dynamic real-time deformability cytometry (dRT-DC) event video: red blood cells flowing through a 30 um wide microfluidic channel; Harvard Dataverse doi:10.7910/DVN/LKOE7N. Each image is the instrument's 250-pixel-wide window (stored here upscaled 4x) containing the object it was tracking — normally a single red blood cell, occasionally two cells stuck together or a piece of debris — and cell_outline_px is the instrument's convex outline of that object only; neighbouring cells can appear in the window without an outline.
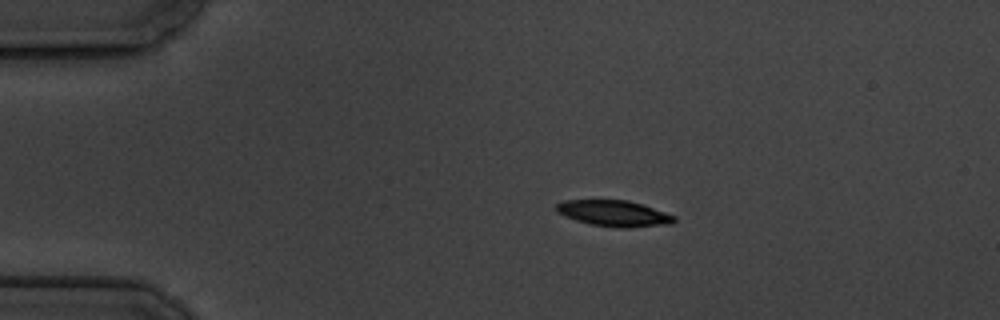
{"species": "common noctule bat (a hibernating species)", "species_latin": "Nyctalus noctula", "temperature_condition": "cold", "stored_images_in_passage": 9, "camera_frame_rate_fps": 3000, "um_per_image_px": 0.085, "animal": {"sex": "male", "body_mass_g": 19.5, "forearm_length_mm": 54.6}, "frame": {"image": 1, "passage_image": 2, "time_ms": 1.0, "image_size_px": [1000, 320], "cell_outline_px": [[676, 220], [672, 224], [628, 228], [616, 228], [588, 224], [564, 216], [556, 212], [556, 204], [564, 200], [628, 200], [676, 216]], "centroid_in_image_um": [52.17, 18.15], "position_along_channel_um": 32.8, "area_um2": 17.98}}
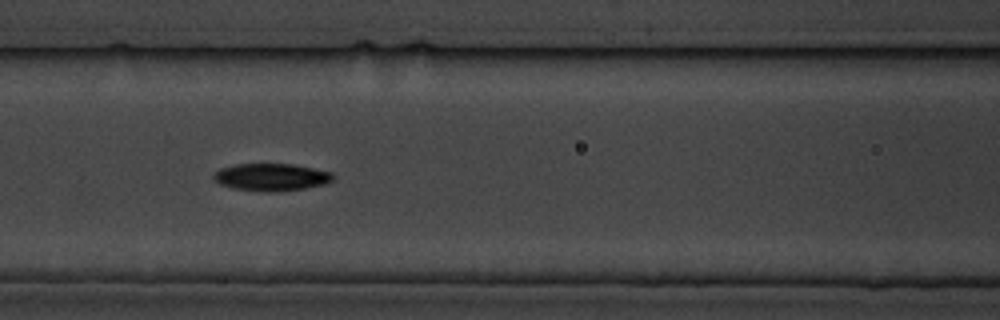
{"frame": {"image": 2, "passage_image": 6, "time_ms": 5.667, "image_size_px": [1000, 320], "cell_outline_px": [[336, 176], [332, 180], [324, 184], [304, 188], [280, 192], [264, 192], [232, 188], [220, 184], [212, 180], [212, 176], [220, 168], [236, 164], [292, 164], [332, 172]], "centroid_in_image_um": [23.04, 15.06], "position_along_channel_um": 143.6, "area_um2": 19.19}}
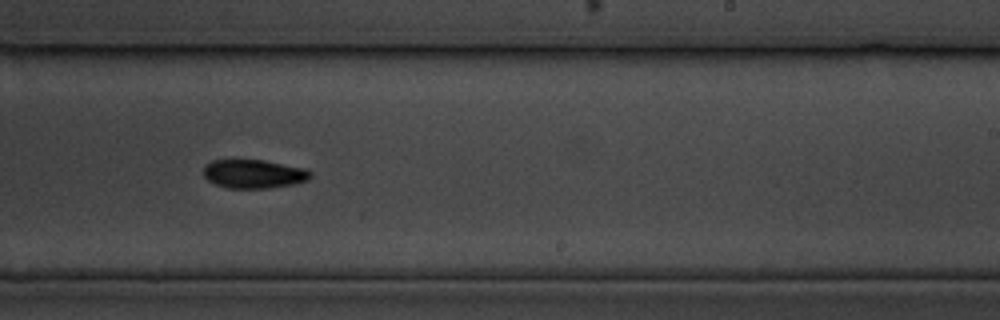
{"frame": {"image": 3, "passage_image": 9, "time_ms": 9.333, "image_size_px": [1000, 320], "cell_outline_px": [[312, 176], [308, 180], [292, 184], [268, 188], [228, 188], [216, 184], [208, 180], [204, 176], [204, 164], [212, 160], [264, 160], [304, 168], [312, 172]], "centroid_in_image_um": [21.56, 14.77], "position_along_channel_um": 267.4, "area_um2": 17.86}}